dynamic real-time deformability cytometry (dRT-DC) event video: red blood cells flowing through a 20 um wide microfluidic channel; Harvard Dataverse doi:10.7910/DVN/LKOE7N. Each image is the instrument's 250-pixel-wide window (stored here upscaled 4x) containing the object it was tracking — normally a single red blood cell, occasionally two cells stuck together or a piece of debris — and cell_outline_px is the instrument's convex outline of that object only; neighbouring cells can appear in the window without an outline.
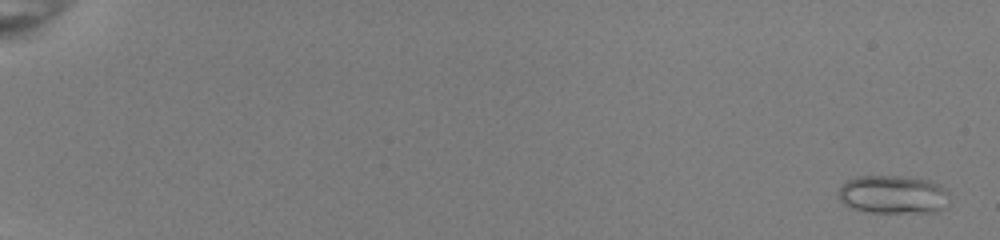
{"species": "common noctule bat (a hibernating species)", "species_latin": "Nyctalus noctula", "temperature_condition": "room temperature", "stored_images_in_passage": 53, "camera_frame_rate_fps": 3000, "um_per_image_px": 0.085, "animal": {"sex": "female", "body_mass_g": 22.0, "forearm_length_mm": 56.7}, "frame": {"image": 1, "passage_image": 2, "time_ms": 0.333, "image_size_px": [1000, 240], "cell_outline_px": [[948, 192], [944, 208], [936, 212], [864, 212], [848, 208], [840, 200], [836, 192], [848, 180], [856, 176], [900, 176], [932, 180], [940, 184]], "centroid_in_image_um": [75.87, 16.53], "position_along_channel_um": 9.1, "area_um2": 25.03}}
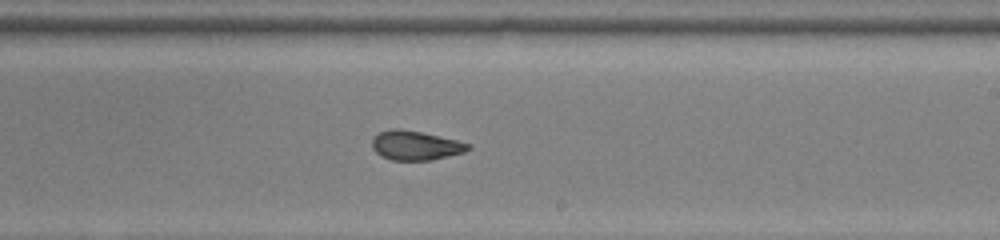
{"frame": {"image": 2, "passage_image": 35, "time_ms": 11.333, "image_size_px": [1000, 240], "cell_outline_px": [[472, 148], [464, 152], [432, 160], [392, 160], [376, 152], [372, 148], [372, 140], [380, 132], [392, 128], [400, 128], [420, 132], [456, 140], [472, 144]], "centroid_in_image_um": [35.34, 12.36], "position_along_channel_um": 253.7, "area_um2": 16.24}}
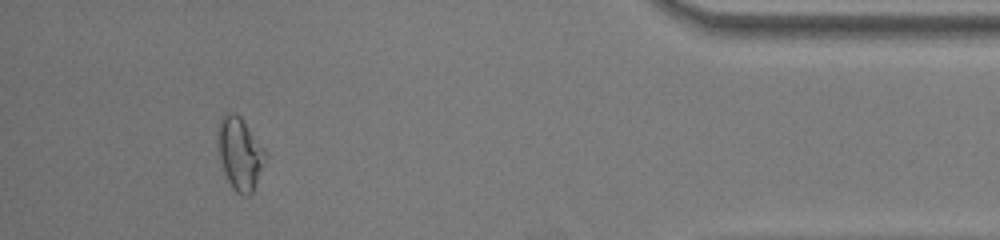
{"frame": {"image": 3, "passage_image": 50, "time_ms": 16.333, "image_size_px": [1000, 240], "cell_outline_px": [[268, 152], [252, 192], [248, 196], [244, 196], [236, 192], [232, 188], [224, 172], [220, 160], [216, 140], [216, 128], [220, 116], [224, 112], [232, 112], [240, 116]], "centroid_in_image_um": [20.35, 12.99], "position_along_channel_um": 414.9, "area_um2": 20.4}, "authors_computed_cell_mechanics": {"area_um2": 17.918, "velocity_mm_per_s": 4.0216, "shape_relaxation_time_tau1_ms": 7.0035, "shape_relaxation_time_tau2_ms": 1.1286, "deformation_change_tau1": 0.1827, "deformation_change_tau2": 0.0732}}